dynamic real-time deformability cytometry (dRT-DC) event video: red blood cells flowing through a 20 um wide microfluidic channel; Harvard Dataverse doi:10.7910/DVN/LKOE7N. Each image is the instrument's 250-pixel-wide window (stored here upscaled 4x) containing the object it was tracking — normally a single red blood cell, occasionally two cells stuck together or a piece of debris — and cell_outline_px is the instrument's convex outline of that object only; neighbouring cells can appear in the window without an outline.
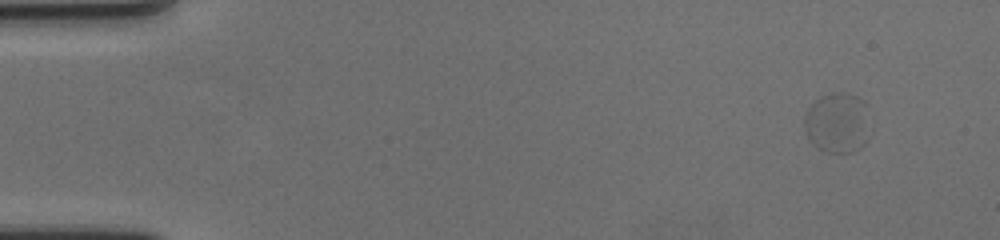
{"species": "human", "species_latin": "Homo sapiens", "temperature_condition": "cold", "stored_images_in_passage": 56, "camera_frame_rate_fps": 3000, "um_per_image_px": 0.085, "donor": {"sex": "female"}, "frame": {"image": 1, "passage_image": 1, "time_ms": 0.0, "image_size_px": [1000, 240], "cell_outline_px": [[864, 128], [856, 148], [852, 152], [828, 152], [820, 148], [808, 136], [804, 124], [804, 120], [808, 108], [820, 96], [832, 92], [848, 92], [864, 100]], "centroid_in_image_um": [71.05, 10.35], "position_along_channel_um": 13.9, "area_um2": 21.39}}
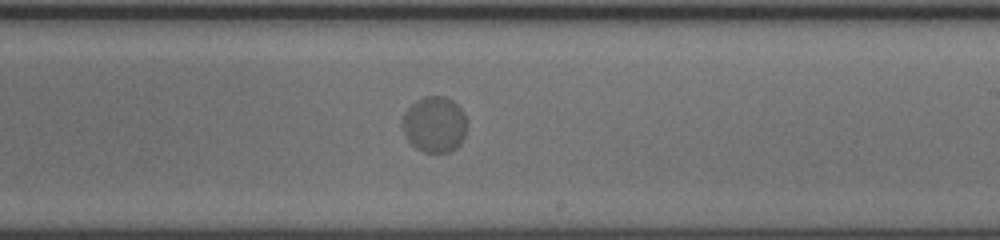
{"frame": {"image": 2, "passage_image": 33, "time_ms": 10.667, "image_size_px": [1000, 240], "cell_outline_px": [[464, 136], [460, 144], [456, 148], [448, 152], [424, 152], [416, 148], [404, 136], [404, 112], [416, 100], [424, 96], [444, 96], [452, 100], [460, 108], [464, 116]], "centroid_in_image_um": [36.91, 10.57], "position_along_channel_um": 252.1, "area_um2": 20.63}}
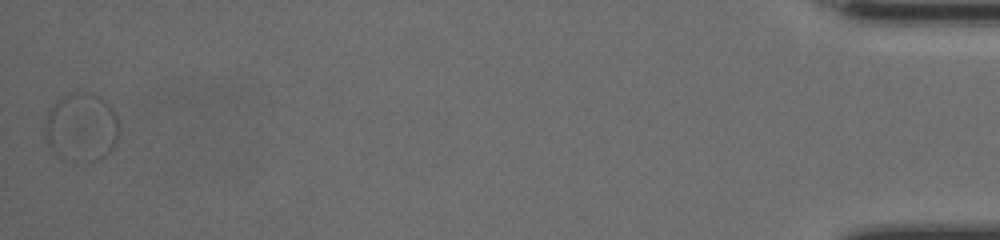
{"frame": {"image": 3, "passage_image": 56, "time_ms": 18.333, "image_size_px": [1000, 240], "cell_outline_px": [[116, 144], [100, 160], [92, 160], [48, 144], [48, 112], [56, 100], [60, 96], [76, 88], [92, 92], [100, 96], [112, 108], [116, 116]], "centroid_in_image_um": [7.0, 10.59], "position_along_channel_um": 428.2, "area_um2": 27.63}}